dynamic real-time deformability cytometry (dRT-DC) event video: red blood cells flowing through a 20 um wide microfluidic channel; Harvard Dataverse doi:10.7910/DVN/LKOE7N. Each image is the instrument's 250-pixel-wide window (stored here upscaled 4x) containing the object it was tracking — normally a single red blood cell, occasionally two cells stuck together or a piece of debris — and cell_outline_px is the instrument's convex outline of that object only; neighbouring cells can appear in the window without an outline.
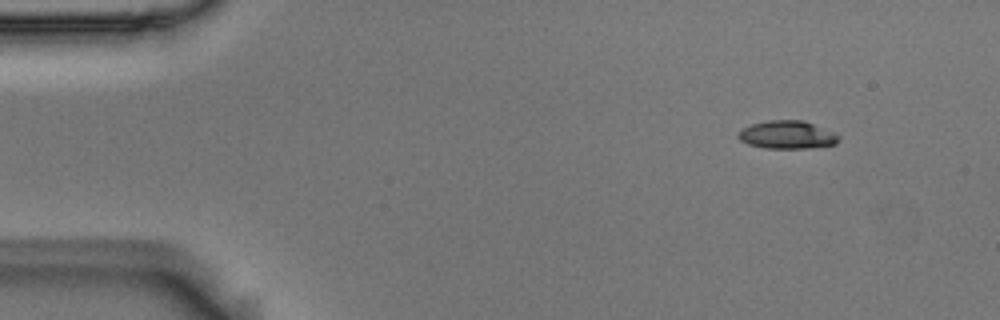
{"species": "Egyptian fruit bat (a non-hibernating species)", "species_latin": "Rousettus aegyptiacus", "temperature_condition": "room temperature", "stored_images_in_passage": 50, "camera_frame_rate_fps": 3000, "um_per_image_px": 0.085, "animal": {"sex": "male"}, "frame": {"image": 1, "passage_image": 1, "time_ms": 0.0, "image_size_px": [1000, 320], "cell_outline_px": [[840, 136], [836, 144], [808, 148], [764, 148], [748, 144], [740, 140], [736, 136], [744, 128], [752, 124], [768, 120], [804, 120], [832, 132]], "centroid_in_image_um": [66.9, 11.46], "position_along_channel_um": 18.1, "area_um2": 16.24}}
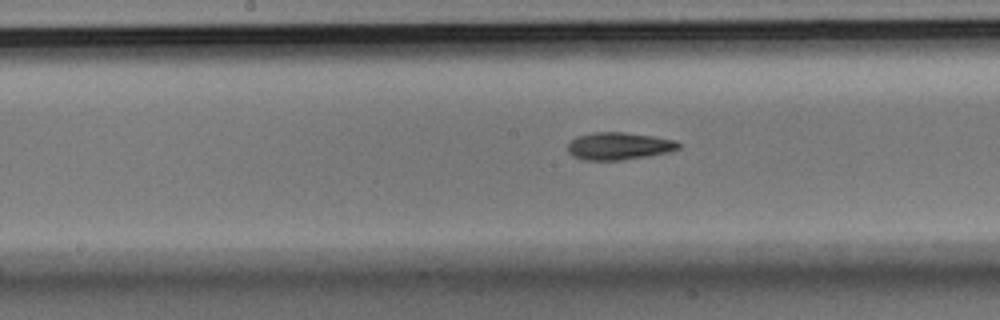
{"frame": {"image": 2, "passage_image": 23, "time_ms": 7.333, "image_size_px": [1000, 320], "cell_outline_px": [[680, 148], [668, 152], [648, 156], [620, 160], [584, 160], [572, 156], [568, 152], [568, 144], [576, 136], [592, 132], [624, 132], [652, 136], [676, 140], [680, 144]], "centroid_in_image_um": [52.59, 12.41], "position_along_channel_um": 195.6, "area_um2": 17.74}}
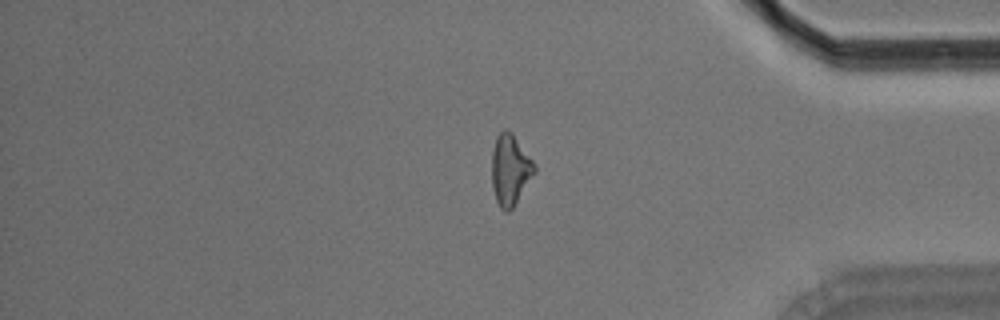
{"frame": {"image": 3, "passage_image": 41, "time_ms": 13.333, "image_size_px": [1000, 320], "cell_outline_px": [[536, 172], [512, 208], [508, 212], [500, 208], [496, 200], [492, 188], [492, 152], [496, 136], [504, 128], [512, 132], [536, 164]], "centroid_in_image_um": [43.37, 14.41], "position_along_channel_um": 391.8, "area_um2": 17.69}, "authors_computed_cell_mechanics": {"area_um2": 17.34, "velocity_mm_per_s": 3.6642, "shape_relaxation_time_tau1_ms": 3.8189, "shape_relaxation_time_tau2_ms": 4.4995, "deformation_change_tau1": 0.1647, "deformation_change_tau2": 0.1456}}